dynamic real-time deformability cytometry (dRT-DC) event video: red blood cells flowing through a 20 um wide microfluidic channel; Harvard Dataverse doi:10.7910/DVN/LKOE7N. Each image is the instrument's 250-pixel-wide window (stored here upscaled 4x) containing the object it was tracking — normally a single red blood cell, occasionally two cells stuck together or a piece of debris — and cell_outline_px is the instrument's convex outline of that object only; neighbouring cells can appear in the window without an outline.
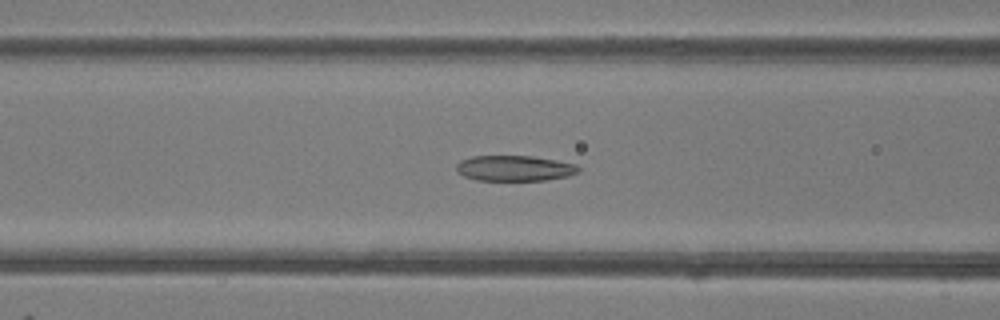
{"species": "common noctule bat (a hibernating species)", "species_latin": "Nyctalus noctula", "temperature_condition": "room temperature", "stored_images_in_passage": 42, "camera_frame_rate_fps": 3000, "um_per_image_px": 0.085, "animal": {"sex": "female"}, "frame": {"image": 1, "passage_image": 13, "time_ms": 4.0, "image_size_px": [1000, 320], "cell_outline_px": [[580, 172], [568, 176], [544, 180], [476, 180], [464, 176], [456, 172], [456, 164], [460, 160], [472, 156], [532, 156], [556, 160], [576, 164], [580, 168]], "centroid_in_image_um": [43.72, 14.3], "position_along_channel_um": 122.9, "area_um2": 18.26}}
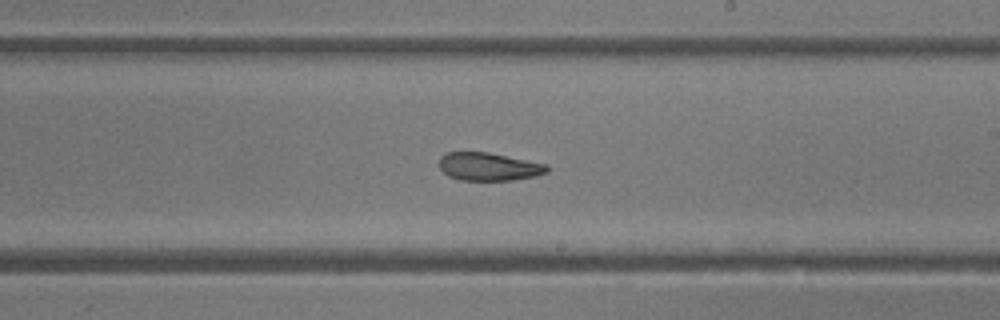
{"frame": {"image": 2, "passage_image": 22, "time_ms": 7.0, "image_size_px": [1000, 320], "cell_outline_px": [[548, 172], [536, 176], [512, 180], [460, 180], [448, 176], [440, 168], [440, 156], [448, 152], [488, 152], [548, 164]], "centroid_in_image_um": [41.56, 14.16], "position_along_channel_um": 247.4, "area_um2": 17.63}}
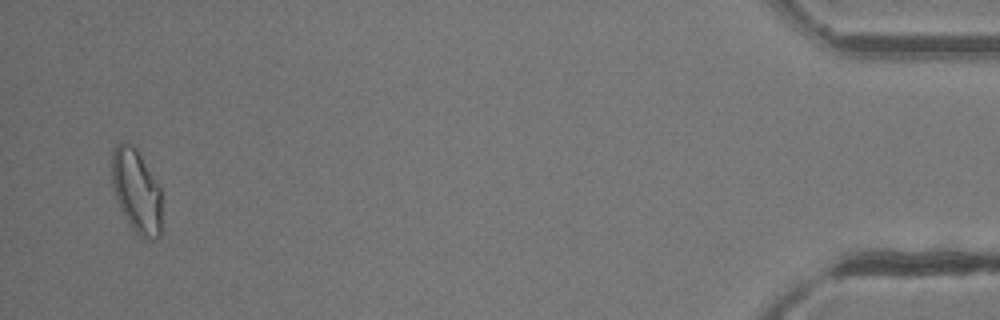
{"frame": {"image": 3, "passage_image": 41, "time_ms": 13.333, "image_size_px": [1000, 320], "cell_outline_px": [[160, 236], [152, 240], [144, 240], [132, 228], [124, 216], [120, 208], [112, 188], [112, 152], [116, 144], [120, 140], [132, 144], [140, 152], [160, 188]], "centroid_in_image_um": [11.58, 16.21], "position_along_channel_um": 423.6, "area_um2": 24.51}, "authors_computed_cell_mechanics": {"area_um2": 20.0855, "velocity_mm_per_s": 4.1622, "shape_relaxation_time_tau1_ms": null, "shape_relaxation_time_tau2_ms": 1.3244, "deformation_change_tau1": null, "deformation_change_tau2": 0.0715}}